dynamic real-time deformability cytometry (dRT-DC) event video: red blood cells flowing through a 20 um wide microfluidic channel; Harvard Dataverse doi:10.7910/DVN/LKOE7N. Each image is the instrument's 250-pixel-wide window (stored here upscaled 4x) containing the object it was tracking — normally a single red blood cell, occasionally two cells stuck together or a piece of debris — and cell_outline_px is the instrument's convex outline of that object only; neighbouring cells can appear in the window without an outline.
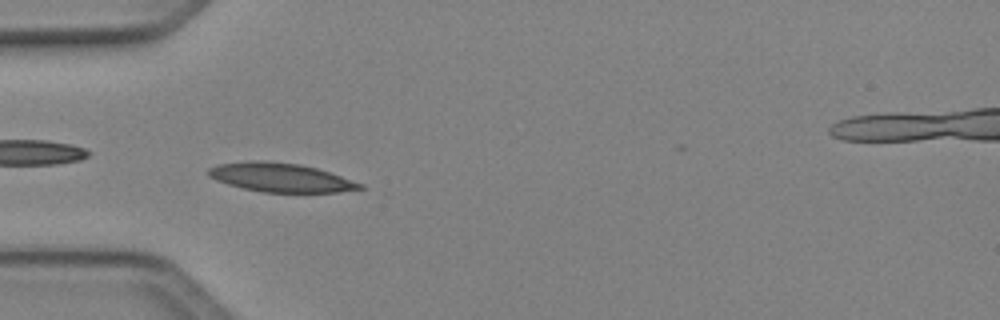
{"species": "Egyptian fruit bat (a non-hibernating species)", "species_latin": "Rousettus aegyptiacus", "temperature_condition": "cold", "stored_images_in_passage": 39, "camera_frame_rate_fps": 3000, "um_per_image_px": 0.085, "animal": {"sex": "female"}, "frame": {"image": 1, "passage_image": 5, "time_ms": 1.333, "image_size_px": [1000, 320], "cell_outline_px": [[364, 188], [336, 192], [264, 192], [244, 188], [228, 184], [216, 180], [208, 176], [208, 168], [216, 164], [252, 160], [264, 160], [300, 164], [316, 168], [364, 184]], "centroid_in_image_um": [23.81, 15.07], "position_along_channel_um": 61.2, "area_um2": 25.37}}
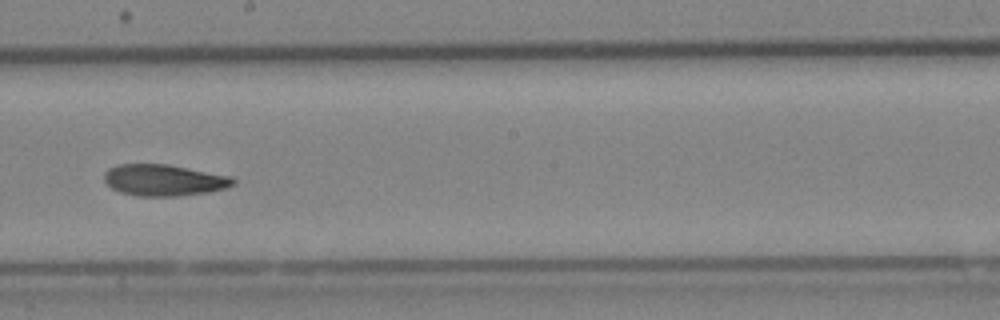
{"frame": {"image": 2, "passage_image": 18, "time_ms": 5.667, "image_size_px": [1000, 320], "cell_outline_px": [[236, 184], [224, 188], [208, 192], [176, 196], [136, 196], [120, 192], [112, 188], [104, 180], [104, 172], [108, 168], [116, 164], [168, 164], [232, 176], [236, 180]], "centroid_in_image_um": [13.93, 15.3], "position_along_channel_um": 234.3, "area_um2": 23.76}}
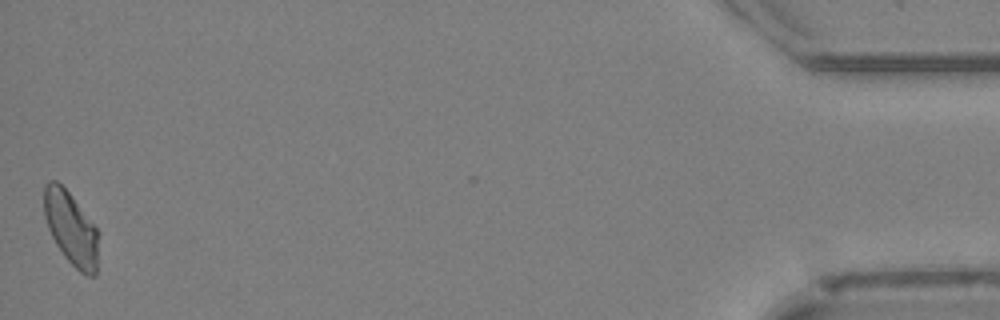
{"frame": {"image": 3, "passage_image": 39, "time_ms": 12.667, "image_size_px": [1000, 320], "cell_outline_px": [[96, 276], [84, 276], [64, 256], [56, 244], [48, 228], [44, 216], [44, 184], [48, 180], [56, 180], [68, 192], [96, 228]], "centroid_in_image_um": [5.98, 19.4], "position_along_channel_um": 429.2, "area_um2": 22.6}, "authors_computed_cell_mechanics": {"area_um2": 23.7558, "velocity_mm_per_s": 4.087, "shape_relaxation_time_tau1_ms": 7.2633, "shape_relaxation_time_tau2_ms": 5.9727, "deformation_change_tau1": 0.1579, "deformation_change_tau2": 0.1178}}